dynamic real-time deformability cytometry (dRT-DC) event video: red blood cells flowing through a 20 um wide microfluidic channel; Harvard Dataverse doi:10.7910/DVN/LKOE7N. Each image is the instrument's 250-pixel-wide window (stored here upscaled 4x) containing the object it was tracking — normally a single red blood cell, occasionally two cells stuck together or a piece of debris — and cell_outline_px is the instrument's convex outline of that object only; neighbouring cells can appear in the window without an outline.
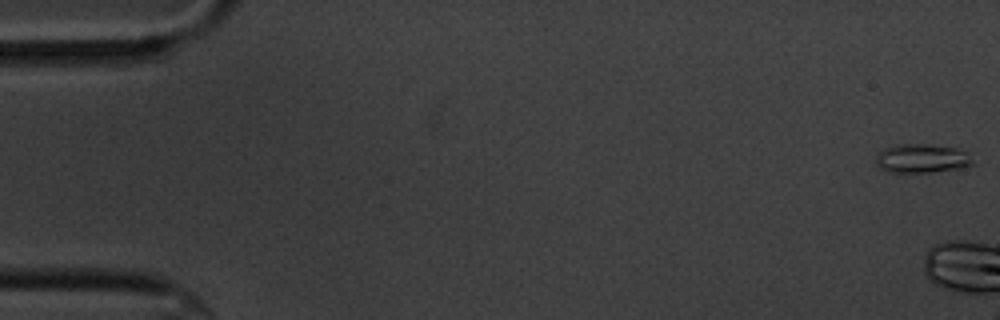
{"species": "common noctule bat (a hibernating species)", "species_latin": "Nyctalus noctula", "temperature_condition": "cold", "stored_images_in_passage": 4, "camera_frame_rate_fps": 3000, "um_per_image_px": 0.085, "animal": {"sex": "male", "body_mass_g": 20.1, "forearm_length_mm": 53.5}, "frame": {"image": 1, "passage_image": 1, "time_ms": 0.0, "image_size_px": [1000, 320], "cell_outline_px": [[976, 164], [960, 168], [932, 172], [888, 172], [880, 168], [876, 164], [876, 156], [884, 148], [892, 144], [928, 144], [956, 148], [968, 152]], "centroid_in_image_um": [78.37, 13.46], "position_along_channel_um": 6.6, "area_um2": 16.53}}